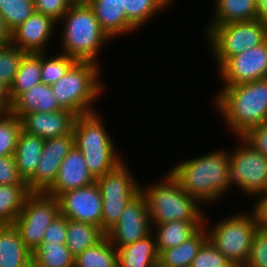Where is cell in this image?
Wrapping results in <instances>:
<instances>
[{
	"instance_id": "1",
	"label": "cell",
	"mask_w": 267,
	"mask_h": 267,
	"mask_svg": "<svg viewBox=\"0 0 267 267\" xmlns=\"http://www.w3.org/2000/svg\"><path fill=\"white\" fill-rule=\"evenodd\" d=\"M169 169L180 187L201 205H213L228 194L229 151L217 149L198 157L183 158ZM228 192V193H227Z\"/></svg>"
},
{
	"instance_id": "2",
	"label": "cell",
	"mask_w": 267,
	"mask_h": 267,
	"mask_svg": "<svg viewBox=\"0 0 267 267\" xmlns=\"http://www.w3.org/2000/svg\"><path fill=\"white\" fill-rule=\"evenodd\" d=\"M214 105L230 132L241 137L250 128L265 123L267 117V78L234 86L215 93Z\"/></svg>"
},
{
	"instance_id": "3",
	"label": "cell",
	"mask_w": 267,
	"mask_h": 267,
	"mask_svg": "<svg viewBox=\"0 0 267 267\" xmlns=\"http://www.w3.org/2000/svg\"><path fill=\"white\" fill-rule=\"evenodd\" d=\"M60 23L59 52L76 61H90L100 65L98 53L101 54V49L112 40L101 29L92 7L88 3L71 4L57 25Z\"/></svg>"
},
{
	"instance_id": "4",
	"label": "cell",
	"mask_w": 267,
	"mask_h": 267,
	"mask_svg": "<svg viewBox=\"0 0 267 267\" xmlns=\"http://www.w3.org/2000/svg\"><path fill=\"white\" fill-rule=\"evenodd\" d=\"M100 115L97 111L79 115L73 126L74 145L83 154L89 171L96 179L124 161Z\"/></svg>"
},
{
	"instance_id": "5",
	"label": "cell",
	"mask_w": 267,
	"mask_h": 267,
	"mask_svg": "<svg viewBox=\"0 0 267 267\" xmlns=\"http://www.w3.org/2000/svg\"><path fill=\"white\" fill-rule=\"evenodd\" d=\"M166 175V176H165ZM161 182L142 186L151 225L169 221H204L205 209L194 197L180 187L168 171Z\"/></svg>"
},
{
	"instance_id": "6",
	"label": "cell",
	"mask_w": 267,
	"mask_h": 267,
	"mask_svg": "<svg viewBox=\"0 0 267 267\" xmlns=\"http://www.w3.org/2000/svg\"><path fill=\"white\" fill-rule=\"evenodd\" d=\"M99 64L76 61L51 88L58 104L77 116L95 112L97 100L105 91L99 79L102 72ZM101 95V96H100Z\"/></svg>"
},
{
	"instance_id": "7",
	"label": "cell",
	"mask_w": 267,
	"mask_h": 267,
	"mask_svg": "<svg viewBox=\"0 0 267 267\" xmlns=\"http://www.w3.org/2000/svg\"><path fill=\"white\" fill-rule=\"evenodd\" d=\"M217 222L212 225L205 213L204 227L207 230L208 239L235 267L244 266L257 230L253 214L250 211L241 210Z\"/></svg>"
},
{
	"instance_id": "8",
	"label": "cell",
	"mask_w": 267,
	"mask_h": 267,
	"mask_svg": "<svg viewBox=\"0 0 267 267\" xmlns=\"http://www.w3.org/2000/svg\"><path fill=\"white\" fill-rule=\"evenodd\" d=\"M203 35L218 70L230 57L262 44L267 39V25L258 19L232 22L214 25Z\"/></svg>"
},
{
	"instance_id": "9",
	"label": "cell",
	"mask_w": 267,
	"mask_h": 267,
	"mask_svg": "<svg viewBox=\"0 0 267 267\" xmlns=\"http://www.w3.org/2000/svg\"><path fill=\"white\" fill-rule=\"evenodd\" d=\"M125 160L96 180L102 196L101 229L105 233L119 221L125 206L141 191L140 182Z\"/></svg>"
},
{
	"instance_id": "10",
	"label": "cell",
	"mask_w": 267,
	"mask_h": 267,
	"mask_svg": "<svg viewBox=\"0 0 267 267\" xmlns=\"http://www.w3.org/2000/svg\"><path fill=\"white\" fill-rule=\"evenodd\" d=\"M235 138L238 139V145L233 152L229 151V189L234 186L238 192L241 190L244 195L254 198L267 191V157L257 152L242 137Z\"/></svg>"
},
{
	"instance_id": "11",
	"label": "cell",
	"mask_w": 267,
	"mask_h": 267,
	"mask_svg": "<svg viewBox=\"0 0 267 267\" xmlns=\"http://www.w3.org/2000/svg\"><path fill=\"white\" fill-rule=\"evenodd\" d=\"M59 213L60 205L57 197L46 192H31L27 196L13 225L31 252L42 243L47 227Z\"/></svg>"
},
{
	"instance_id": "12",
	"label": "cell",
	"mask_w": 267,
	"mask_h": 267,
	"mask_svg": "<svg viewBox=\"0 0 267 267\" xmlns=\"http://www.w3.org/2000/svg\"><path fill=\"white\" fill-rule=\"evenodd\" d=\"M152 232L148 205L140 191L125 206L119 221L106 233L116 249L145 238Z\"/></svg>"
},
{
	"instance_id": "13",
	"label": "cell",
	"mask_w": 267,
	"mask_h": 267,
	"mask_svg": "<svg viewBox=\"0 0 267 267\" xmlns=\"http://www.w3.org/2000/svg\"><path fill=\"white\" fill-rule=\"evenodd\" d=\"M216 71L223 86L267 78V39L256 47L230 57Z\"/></svg>"
},
{
	"instance_id": "14",
	"label": "cell",
	"mask_w": 267,
	"mask_h": 267,
	"mask_svg": "<svg viewBox=\"0 0 267 267\" xmlns=\"http://www.w3.org/2000/svg\"><path fill=\"white\" fill-rule=\"evenodd\" d=\"M74 146V134L45 139L35 173L26 181L30 192H47L55 183L60 165Z\"/></svg>"
},
{
	"instance_id": "15",
	"label": "cell",
	"mask_w": 267,
	"mask_h": 267,
	"mask_svg": "<svg viewBox=\"0 0 267 267\" xmlns=\"http://www.w3.org/2000/svg\"><path fill=\"white\" fill-rule=\"evenodd\" d=\"M60 213L67 219L90 223L101 228L102 196L97 183L62 193Z\"/></svg>"
},
{
	"instance_id": "16",
	"label": "cell",
	"mask_w": 267,
	"mask_h": 267,
	"mask_svg": "<svg viewBox=\"0 0 267 267\" xmlns=\"http://www.w3.org/2000/svg\"><path fill=\"white\" fill-rule=\"evenodd\" d=\"M57 22L51 17L34 12L24 23L12 31L11 45L26 53H49V41Z\"/></svg>"
},
{
	"instance_id": "17",
	"label": "cell",
	"mask_w": 267,
	"mask_h": 267,
	"mask_svg": "<svg viewBox=\"0 0 267 267\" xmlns=\"http://www.w3.org/2000/svg\"><path fill=\"white\" fill-rule=\"evenodd\" d=\"M77 115L70 110L61 109L57 112H30L20 120L22 131L36 135L42 139L71 134Z\"/></svg>"
},
{
	"instance_id": "18",
	"label": "cell",
	"mask_w": 267,
	"mask_h": 267,
	"mask_svg": "<svg viewBox=\"0 0 267 267\" xmlns=\"http://www.w3.org/2000/svg\"><path fill=\"white\" fill-rule=\"evenodd\" d=\"M96 180L89 171L83 154L74 145L62 161L55 183L46 193L58 198L66 191L89 186Z\"/></svg>"
},
{
	"instance_id": "19",
	"label": "cell",
	"mask_w": 267,
	"mask_h": 267,
	"mask_svg": "<svg viewBox=\"0 0 267 267\" xmlns=\"http://www.w3.org/2000/svg\"><path fill=\"white\" fill-rule=\"evenodd\" d=\"M88 4L92 7L101 29L111 40L122 37V34L136 32L137 29L126 18L122 0H90Z\"/></svg>"
},
{
	"instance_id": "20",
	"label": "cell",
	"mask_w": 267,
	"mask_h": 267,
	"mask_svg": "<svg viewBox=\"0 0 267 267\" xmlns=\"http://www.w3.org/2000/svg\"><path fill=\"white\" fill-rule=\"evenodd\" d=\"M213 15L205 26L207 33L214 25H225L232 22L255 20L258 17L257 0H215L213 1Z\"/></svg>"
},
{
	"instance_id": "21",
	"label": "cell",
	"mask_w": 267,
	"mask_h": 267,
	"mask_svg": "<svg viewBox=\"0 0 267 267\" xmlns=\"http://www.w3.org/2000/svg\"><path fill=\"white\" fill-rule=\"evenodd\" d=\"M0 267H32V252L13 224L0 225Z\"/></svg>"
},
{
	"instance_id": "22",
	"label": "cell",
	"mask_w": 267,
	"mask_h": 267,
	"mask_svg": "<svg viewBox=\"0 0 267 267\" xmlns=\"http://www.w3.org/2000/svg\"><path fill=\"white\" fill-rule=\"evenodd\" d=\"M63 109L54 97L50 85L40 83L22 93L13 103L11 113L21 118L30 112H57Z\"/></svg>"
},
{
	"instance_id": "23",
	"label": "cell",
	"mask_w": 267,
	"mask_h": 267,
	"mask_svg": "<svg viewBox=\"0 0 267 267\" xmlns=\"http://www.w3.org/2000/svg\"><path fill=\"white\" fill-rule=\"evenodd\" d=\"M204 221H169L151 225L155 237L156 249L160 255L164 250L173 248L187 241L202 226Z\"/></svg>"
},
{
	"instance_id": "24",
	"label": "cell",
	"mask_w": 267,
	"mask_h": 267,
	"mask_svg": "<svg viewBox=\"0 0 267 267\" xmlns=\"http://www.w3.org/2000/svg\"><path fill=\"white\" fill-rule=\"evenodd\" d=\"M118 267H154L159 261L154 234L117 249Z\"/></svg>"
},
{
	"instance_id": "25",
	"label": "cell",
	"mask_w": 267,
	"mask_h": 267,
	"mask_svg": "<svg viewBox=\"0 0 267 267\" xmlns=\"http://www.w3.org/2000/svg\"><path fill=\"white\" fill-rule=\"evenodd\" d=\"M44 142L45 139L36 135L20 132L13 155L19 174L24 181H27L35 173Z\"/></svg>"
},
{
	"instance_id": "26",
	"label": "cell",
	"mask_w": 267,
	"mask_h": 267,
	"mask_svg": "<svg viewBox=\"0 0 267 267\" xmlns=\"http://www.w3.org/2000/svg\"><path fill=\"white\" fill-rule=\"evenodd\" d=\"M106 237L98 226L67 219L66 246L74 257L97 245Z\"/></svg>"
},
{
	"instance_id": "27",
	"label": "cell",
	"mask_w": 267,
	"mask_h": 267,
	"mask_svg": "<svg viewBox=\"0 0 267 267\" xmlns=\"http://www.w3.org/2000/svg\"><path fill=\"white\" fill-rule=\"evenodd\" d=\"M208 239L204 225L187 241L173 248L164 250L159 261L169 267H190L202 244Z\"/></svg>"
},
{
	"instance_id": "28",
	"label": "cell",
	"mask_w": 267,
	"mask_h": 267,
	"mask_svg": "<svg viewBox=\"0 0 267 267\" xmlns=\"http://www.w3.org/2000/svg\"><path fill=\"white\" fill-rule=\"evenodd\" d=\"M41 83V53H26L9 88L12 103L31 87Z\"/></svg>"
},
{
	"instance_id": "29",
	"label": "cell",
	"mask_w": 267,
	"mask_h": 267,
	"mask_svg": "<svg viewBox=\"0 0 267 267\" xmlns=\"http://www.w3.org/2000/svg\"><path fill=\"white\" fill-rule=\"evenodd\" d=\"M127 20L138 30L153 16L172 6L173 0H122ZM176 1V0H175ZM151 18V19H150ZM140 28V29H139Z\"/></svg>"
},
{
	"instance_id": "30",
	"label": "cell",
	"mask_w": 267,
	"mask_h": 267,
	"mask_svg": "<svg viewBox=\"0 0 267 267\" xmlns=\"http://www.w3.org/2000/svg\"><path fill=\"white\" fill-rule=\"evenodd\" d=\"M30 193L27 185H0V225L14 224Z\"/></svg>"
},
{
	"instance_id": "31",
	"label": "cell",
	"mask_w": 267,
	"mask_h": 267,
	"mask_svg": "<svg viewBox=\"0 0 267 267\" xmlns=\"http://www.w3.org/2000/svg\"><path fill=\"white\" fill-rule=\"evenodd\" d=\"M66 244L42 242L32 252V267H74V259Z\"/></svg>"
},
{
	"instance_id": "32",
	"label": "cell",
	"mask_w": 267,
	"mask_h": 267,
	"mask_svg": "<svg viewBox=\"0 0 267 267\" xmlns=\"http://www.w3.org/2000/svg\"><path fill=\"white\" fill-rule=\"evenodd\" d=\"M74 259V267H118L117 249L107 237Z\"/></svg>"
},
{
	"instance_id": "33",
	"label": "cell",
	"mask_w": 267,
	"mask_h": 267,
	"mask_svg": "<svg viewBox=\"0 0 267 267\" xmlns=\"http://www.w3.org/2000/svg\"><path fill=\"white\" fill-rule=\"evenodd\" d=\"M47 54L46 52L41 53V83L51 86L70 69L76 60L60 52L54 53L55 55Z\"/></svg>"
},
{
	"instance_id": "34",
	"label": "cell",
	"mask_w": 267,
	"mask_h": 267,
	"mask_svg": "<svg viewBox=\"0 0 267 267\" xmlns=\"http://www.w3.org/2000/svg\"><path fill=\"white\" fill-rule=\"evenodd\" d=\"M35 11L34 0H0V15L12 31Z\"/></svg>"
},
{
	"instance_id": "35",
	"label": "cell",
	"mask_w": 267,
	"mask_h": 267,
	"mask_svg": "<svg viewBox=\"0 0 267 267\" xmlns=\"http://www.w3.org/2000/svg\"><path fill=\"white\" fill-rule=\"evenodd\" d=\"M21 131L19 117L11 112L0 114V157L14 154Z\"/></svg>"
},
{
	"instance_id": "36",
	"label": "cell",
	"mask_w": 267,
	"mask_h": 267,
	"mask_svg": "<svg viewBox=\"0 0 267 267\" xmlns=\"http://www.w3.org/2000/svg\"><path fill=\"white\" fill-rule=\"evenodd\" d=\"M26 54L12 45L4 46L0 50V82L10 88L18 71L21 59Z\"/></svg>"
},
{
	"instance_id": "37",
	"label": "cell",
	"mask_w": 267,
	"mask_h": 267,
	"mask_svg": "<svg viewBox=\"0 0 267 267\" xmlns=\"http://www.w3.org/2000/svg\"><path fill=\"white\" fill-rule=\"evenodd\" d=\"M190 267H235V265L207 239Z\"/></svg>"
},
{
	"instance_id": "38",
	"label": "cell",
	"mask_w": 267,
	"mask_h": 267,
	"mask_svg": "<svg viewBox=\"0 0 267 267\" xmlns=\"http://www.w3.org/2000/svg\"><path fill=\"white\" fill-rule=\"evenodd\" d=\"M245 267H267V230L257 229L254 233L250 254Z\"/></svg>"
},
{
	"instance_id": "39",
	"label": "cell",
	"mask_w": 267,
	"mask_h": 267,
	"mask_svg": "<svg viewBox=\"0 0 267 267\" xmlns=\"http://www.w3.org/2000/svg\"><path fill=\"white\" fill-rule=\"evenodd\" d=\"M3 184L27 185L19 174L13 154L0 157V185Z\"/></svg>"
},
{
	"instance_id": "40",
	"label": "cell",
	"mask_w": 267,
	"mask_h": 267,
	"mask_svg": "<svg viewBox=\"0 0 267 267\" xmlns=\"http://www.w3.org/2000/svg\"><path fill=\"white\" fill-rule=\"evenodd\" d=\"M71 4L68 0H34L36 12L47 15L58 22Z\"/></svg>"
},
{
	"instance_id": "41",
	"label": "cell",
	"mask_w": 267,
	"mask_h": 267,
	"mask_svg": "<svg viewBox=\"0 0 267 267\" xmlns=\"http://www.w3.org/2000/svg\"><path fill=\"white\" fill-rule=\"evenodd\" d=\"M67 218L59 213L47 227L42 242L66 244Z\"/></svg>"
},
{
	"instance_id": "42",
	"label": "cell",
	"mask_w": 267,
	"mask_h": 267,
	"mask_svg": "<svg viewBox=\"0 0 267 267\" xmlns=\"http://www.w3.org/2000/svg\"><path fill=\"white\" fill-rule=\"evenodd\" d=\"M241 137L257 152L267 157V124L263 123L250 128Z\"/></svg>"
},
{
	"instance_id": "43",
	"label": "cell",
	"mask_w": 267,
	"mask_h": 267,
	"mask_svg": "<svg viewBox=\"0 0 267 267\" xmlns=\"http://www.w3.org/2000/svg\"><path fill=\"white\" fill-rule=\"evenodd\" d=\"M256 199L249 210L255 219L257 229L267 230V191L254 196Z\"/></svg>"
},
{
	"instance_id": "44",
	"label": "cell",
	"mask_w": 267,
	"mask_h": 267,
	"mask_svg": "<svg viewBox=\"0 0 267 267\" xmlns=\"http://www.w3.org/2000/svg\"><path fill=\"white\" fill-rule=\"evenodd\" d=\"M12 101L9 95V89L0 82V111L2 113L10 112Z\"/></svg>"
},
{
	"instance_id": "45",
	"label": "cell",
	"mask_w": 267,
	"mask_h": 267,
	"mask_svg": "<svg viewBox=\"0 0 267 267\" xmlns=\"http://www.w3.org/2000/svg\"><path fill=\"white\" fill-rule=\"evenodd\" d=\"M12 30L9 28L4 18L0 15V43L4 46L11 45Z\"/></svg>"
},
{
	"instance_id": "46",
	"label": "cell",
	"mask_w": 267,
	"mask_h": 267,
	"mask_svg": "<svg viewBox=\"0 0 267 267\" xmlns=\"http://www.w3.org/2000/svg\"><path fill=\"white\" fill-rule=\"evenodd\" d=\"M258 17L257 19L267 25V0H257Z\"/></svg>"
},
{
	"instance_id": "47",
	"label": "cell",
	"mask_w": 267,
	"mask_h": 267,
	"mask_svg": "<svg viewBox=\"0 0 267 267\" xmlns=\"http://www.w3.org/2000/svg\"><path fill=\"white\" fill-rule=\"evenodd\" d=\"M90 0H68L70 4L89 3Z\"/></svg>"
},
{
	"instance_id": "48",
	"label": "cell",
	"mask_w": 267,
	"mask_h": 267,
	"mask_svg": "<svg viewBox=\"0 0 267 267\" xmlns=\"http://www.w3.org/2000/svg\"><path fill=\"white\" fill-rule=\"evenodd\" d=\"M154 267H169V266H166L164 264H162L160 261H158Z\"/></svg>"
},
{
	"instance_id": "49",
	"label": "cell",
	"mask_w": 267,
	"mask_h": 267,
	"mask_svg": "<svg viewBox=\"0 0 267 267\" xmlns=\"http://www.w3.org/2000/svg\"><path fill=\"white\" fill-rule=\"evenodd\" d=\"M3 47H4V45L0 43V50H1Z\"/></svg>"
}]
</instances>
